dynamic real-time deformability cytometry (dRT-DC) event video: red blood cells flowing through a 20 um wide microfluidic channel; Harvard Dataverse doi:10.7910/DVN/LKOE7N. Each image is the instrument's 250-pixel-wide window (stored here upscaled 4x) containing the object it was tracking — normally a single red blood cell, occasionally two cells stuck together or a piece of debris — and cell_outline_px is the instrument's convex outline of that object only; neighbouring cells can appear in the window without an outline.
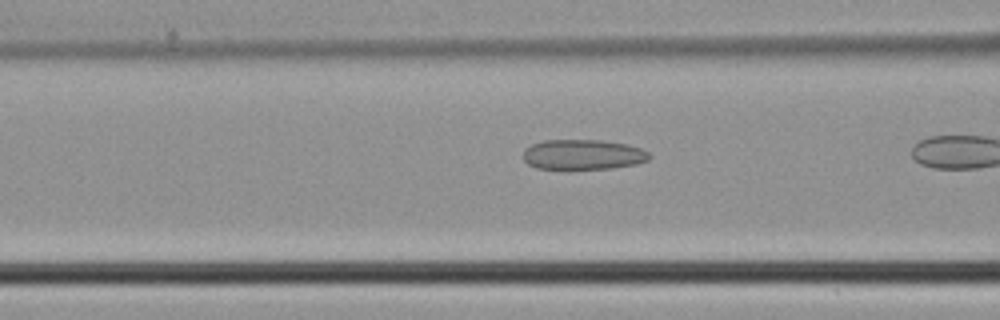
{"species": "common noctule bat (a hibernating species)", "species_latin": "Nyctalus noctula", "temperature_condition": "cold", "stored_images_in_passage": 19, "camera_frame_rate_fps": 3000, "um_per_image_px": 0.085, "animal": {"sex": "male", "body_mass_g": 21.5, "forearm_length_mm": 52.0}, "frame": {"image": 1, "passage_image": 16, "time_ms": 5.0, "image_size_px": [1000, 320], "cell_outline_px": [[652, 156], [648, 160], [636, 164], [612, 168], [568, 172], [536, 168], [528, 164], [524, 160], [524, 148], [532, 144], [544, 140], [600, 140], [628, 144], [640, 148], [648, 152]], "centroid_in_image_um": [49.52, 13.18], "position_along_channel_um": 117.1, "area_um2": 23.12}}